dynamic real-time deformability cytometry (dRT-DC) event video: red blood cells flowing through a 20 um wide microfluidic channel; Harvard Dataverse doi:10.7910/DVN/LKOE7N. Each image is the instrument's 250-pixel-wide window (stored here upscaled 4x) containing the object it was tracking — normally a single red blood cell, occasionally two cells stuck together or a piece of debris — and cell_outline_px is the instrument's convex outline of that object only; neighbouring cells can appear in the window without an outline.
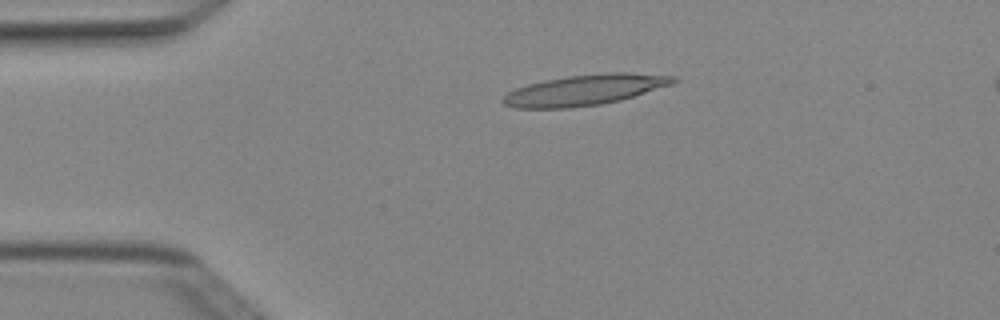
{"species": "Egyptian fruit bat (a non-hibernating species)", "species_latin": "Rousettus aegyptiacus", "temperature_condition": "cold", "stored_images_in_passage": 5, "camera_frame_rate_fps": 3000, "um_per_image_px": 0.085, "animal": {"sex": "female"}, "frame": {"image": 1, "passage_image": 3, "time_ms": 0.667, "image_size_px": [1000, 320], "cell_outline_px": [[680, 80], [672, 84], [620, 100], [600, 104], [568, 108], [512, 108], [504, 104], [500, 100], [508, 92], [516, 88], [528, 84], [544, 80], [568, 76], [604, 72], [628, 72], [676, 76]], "centroid_in_image_um": [49.7, 7.64], "position_along_channel_um": 35.3, "area_um2": 30.46}}